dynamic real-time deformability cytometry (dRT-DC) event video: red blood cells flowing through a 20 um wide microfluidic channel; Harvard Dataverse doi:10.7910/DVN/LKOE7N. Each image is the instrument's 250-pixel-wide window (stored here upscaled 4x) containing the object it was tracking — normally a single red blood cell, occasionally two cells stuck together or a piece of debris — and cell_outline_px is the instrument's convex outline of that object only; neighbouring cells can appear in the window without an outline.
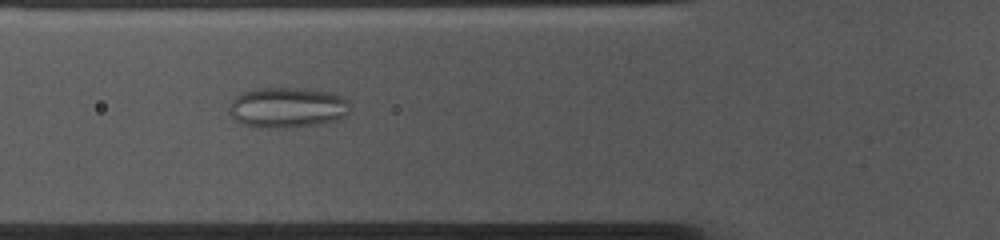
{"species": "common noctule bat (a hibernating species)", "species_latin": "Nyctalus noctula", "temperature_condition": "cold", "stored_images_in_passage": 53, "camera_frame_rate_fps": 3000, "um_per_image_px": 0.085, "animal": {"sex": "female", "body_mass_g": 10.0, "forearm_length_mm": 53.1}, "frame": {"image": 1, "passage_image": 18, "time_ms": 5.667, "image_size_px": [1000, 240], "cell_outline_px": [[348, 112], [340, 120], [316, 124], [288, 128], [260, 128], [240, 124], [228, 112], [228, 108], [232, 100], [236, 96], [244, 92], [256, 88], [300, 88], [332, 92], [344, 96], [348, 100]], "centroid_in_image_um": [24.41, 9.14], "position_along_channel_um": 101.4, "area_um2": 28.84}}
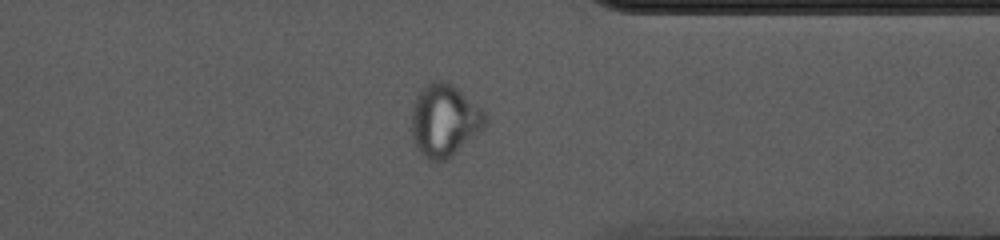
{"frame": {"image": 2, "passage_image": 41, "time_ms": 13.333, "image_size_px": [1000, 240], "cell_outline_px": [[488, 120], [480, 132], [452, 156], [440, 164], [424, 156], [416, 148], [412, 140], [412, 108], [416, 96], [428, 84], [436, 80], [444, 80], [452, 84], [480, 108], [488, 116]], "centroid_in_image_um": [37.77, 10.27], "position_along_channel_um": 373.6, "area_um2": 30.98}}
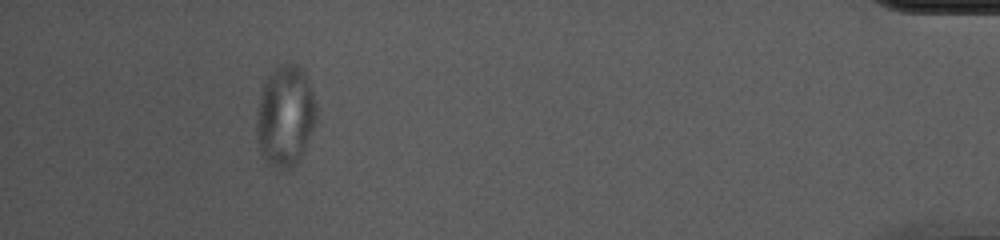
{"frame": {"image": 3, "passage_image": 49, "time_ms": 16.0, "image_size_px": [1000, 240], "cell_outline_px": [[316, 124], [296, 164], [292, 168], [276, 168], [268, 164], [260, 152], [256, 136], [256, 108], [264, 84], [268, 76], [276, 64], [296, 64], [308, 76], [316, 100]], "centroid_in_image_um": [24.24, 9.83], "position_along_channel_um": 411.0, "area_um2": 35.6}}